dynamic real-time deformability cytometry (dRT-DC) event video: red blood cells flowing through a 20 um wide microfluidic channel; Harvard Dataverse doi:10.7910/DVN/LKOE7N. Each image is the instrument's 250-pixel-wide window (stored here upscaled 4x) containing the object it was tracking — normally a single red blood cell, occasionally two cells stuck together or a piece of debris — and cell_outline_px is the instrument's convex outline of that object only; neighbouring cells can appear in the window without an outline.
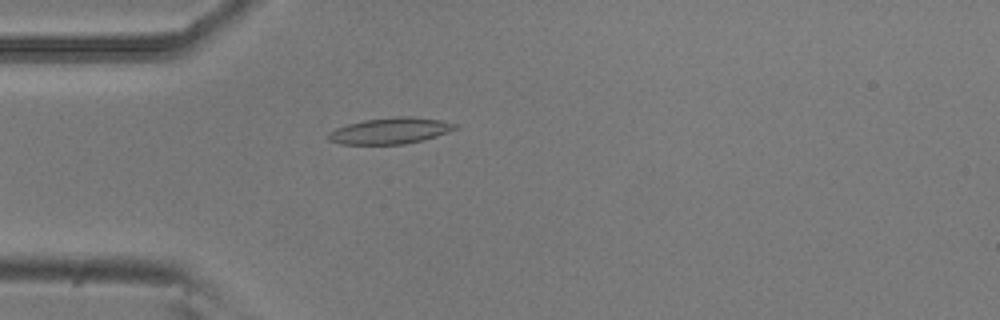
{"species": "common noctule bat (a hibernating species)", "species_latin": "Nyctalus noctula", "temperature_condition": "room temperature", "stored_images_in_passage": 44, "camera_frame_rate_fps": 3000, "um_per_image_px": 0.085, "animal": {"sex": "male", "body_mass_g": 20.5, "forearm_length_mm": 52.5}, "frame": {"image": 1, "passage_image": 6, "time_ms": 1.667, "image_size_px": [1000, 320], "cell_outline_px": [[460, 128], [424, 140], [404, 144], [340, 144], [328, 140], [328, 132], [336, 128], [348, 124], [364, 120], [392, 116], [408, 116], [440, 120], [460, 124]], "centroid_in_image_um": [33.21, 11.11], "position_along_channel_um": 51.8, "area_um2": 19.54}}
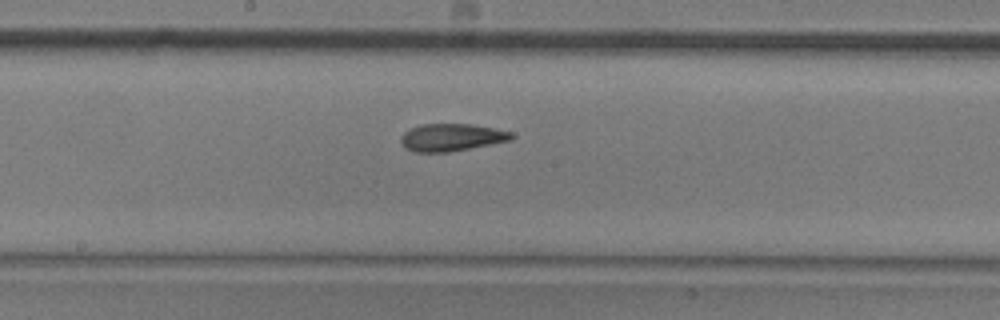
{"frame": {"image": 2, "passage_image": 19, "time_ms": 6.0, "image_size_px": [1000, 320], "cell_outline_px": [[516, 136], [512, 140], [448, 152], [416, 152], [404, 148], [400, 144], [400, 136], [404, 132], [420, 124], [472, 124], [496, 128], [512, 132]], "centroid_in_image_um": [38.38, 11.67], "position_along_channel_um": 209.8, "area_um2": 17.86}}
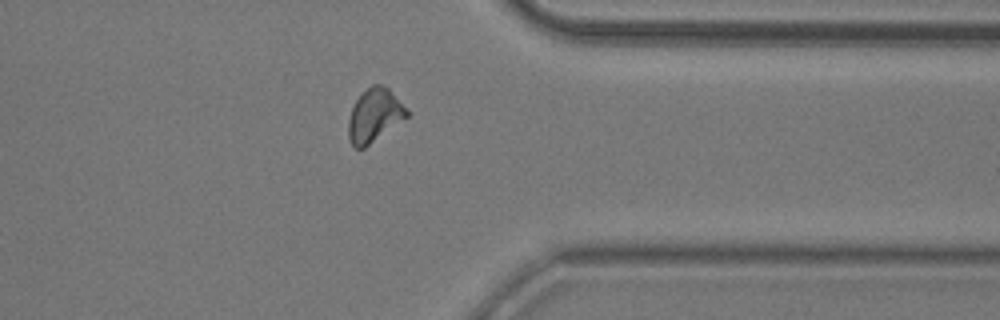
{"frame": {"image": 3, "passage_image": 33, "time_ms": 10.667, "image_size_px": [1000, 320], "cell_outline_px": [[408, 116], [364, 148], [356, 148], [352, 144], [348, 136], [348, 120], [352, 108], [356, 100], [372, 84], [380, 84], [388, 88], [408, 112]], "centroid_in_image_um": [31.8, 9.82], "position_along_channel_um": 379.6, "area_um2": 17.57}, "authors_computed_cell_mechanics": {"area_um2": 17.7446, "velocity_mm_per_s": 3.8128, "shape_relaxation_time_tau1_ms": 10.5951, "shape_relaxation_time_tau2_ms": 3.0447, "deformation_change_tau1": 0.2433, "deformation_change_tau2": 0.0986}}